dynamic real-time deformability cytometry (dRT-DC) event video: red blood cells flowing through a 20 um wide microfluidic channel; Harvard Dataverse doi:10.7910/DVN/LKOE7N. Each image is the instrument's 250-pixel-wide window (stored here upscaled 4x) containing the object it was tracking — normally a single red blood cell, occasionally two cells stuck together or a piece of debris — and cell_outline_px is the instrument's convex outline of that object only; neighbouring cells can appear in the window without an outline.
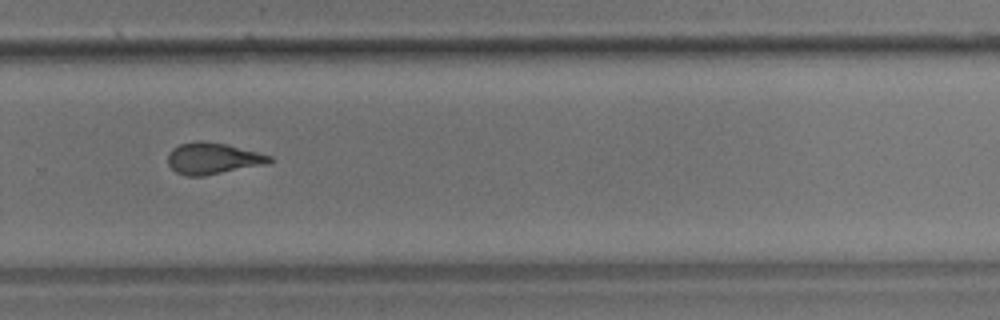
{"species": "common noctule bat (a hibernating species)", "species_latin": "Nyctalus noctula", "temperature_condition": "room temperature", "stored_images_in_passage": 9, "camera_frame_rate_fps": 3000, "um_per_image_px": 0.085, "animal": {"sex": "male", "body_mass_g": 17.9}, "frame": {"image": 1, "passage_image": 9, "time_ms": 9.667, "image_size_px": [1000, 320], "cell_outline_px": [[272, 160], [268, 164], [204, 176], [188, 176], [176, 172], [168, 164], [168, 152], [172, 148], [180, 144], [196, 140], [204, 140], [228, 144], [272, 156]], "centroid_in_image_um": [18.09, 13.45], "position_along_channel_um": 311.7, "area_um2": 18.84}}